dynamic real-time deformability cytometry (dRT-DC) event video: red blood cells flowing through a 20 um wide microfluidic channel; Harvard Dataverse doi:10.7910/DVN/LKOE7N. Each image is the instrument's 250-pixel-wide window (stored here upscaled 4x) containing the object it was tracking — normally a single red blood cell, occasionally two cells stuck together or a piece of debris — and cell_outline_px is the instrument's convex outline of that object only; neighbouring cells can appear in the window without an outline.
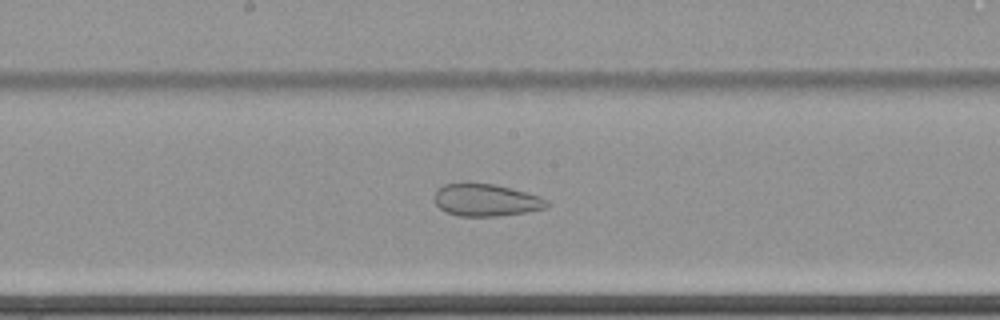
{"species": "common noctule bat (a hibernating species)", "species_latin": "Nyctalus noctula", "temperature_condition": "cold", "stored_images_in_passage": 48, "camera_frame_rate_fps": 3000, "um_per_image_px": 0.085, "animal": {"sex": "female", "body_mass_g": 22.7, "forearm_length_mm": 54.2}, "frame": {"image": 1, "passage_image": 21, "time_ms": 6.667, "image_size_px": [1000, 320], "cell_outline_px": [[548, 208], [524, 212], [496, 216], [460, 216], [444, 212], [436, 204], [432, 196], [436, 188], [444, 184], [496, 184], [540, 196], [548, 200]], "centroid_in_image_um": [41.28, 17.01], "position_along_channel_um": 206.9, "area_um2": 21.15}, "authors_computed_cell_mechanics": {"area_um2": 28.0041, "velocity_mm_per_s": 3.4544, "shape_relaxation_time_tau1_ms": null, "shape_relaxation_time_tau2_ms": 2.0836, "deformation_change_tau1": null, "deformation_change_tau2": 0.0838}}